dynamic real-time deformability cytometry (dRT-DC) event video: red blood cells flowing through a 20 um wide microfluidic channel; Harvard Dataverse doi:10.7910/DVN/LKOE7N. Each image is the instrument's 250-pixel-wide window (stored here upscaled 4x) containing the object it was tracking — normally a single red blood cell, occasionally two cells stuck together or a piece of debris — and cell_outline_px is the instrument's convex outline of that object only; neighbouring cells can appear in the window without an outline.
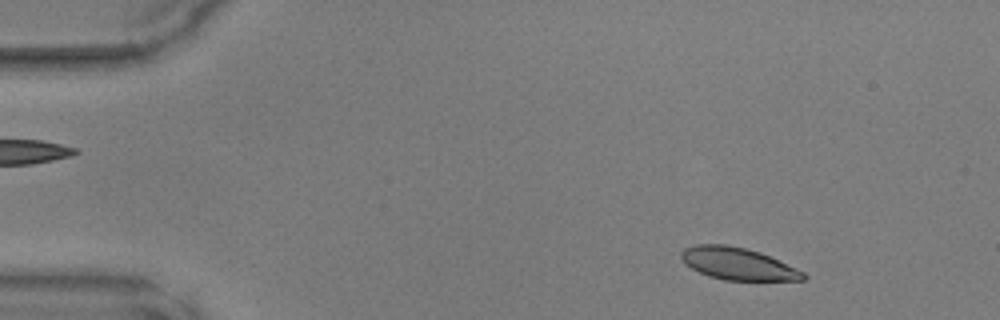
{"species": "common noctule bat (a hibernating species)", "species_latin": "Nyctalus noctula", "temperature_condition": "warm", "stored_images_in_passage": 46, "camera_frame_rate_fps": 3000, "um_per_image_px": 0.085, "animal": {"sex": "male", "body_mass_g": 17.9, "forearm_length_mm": 54.2}, "frame": {"image": 1, "passage_image": 4, "time_ms": 1.0, "image_size_px": [1000, 320], "cell_outline_px": [[808, 276], [804, 280], [724, 280], [708, 276], [692, 268], [680, 256], [680, 252], [684, 248], [696, 244], [724, 244], [744, 248], [760, 252], [796, 268], [804, 272]], "centroid_in_image_um": [62.72, 22.41], "position_along_channel_um": 22.3, "area_um2": 22.66}}
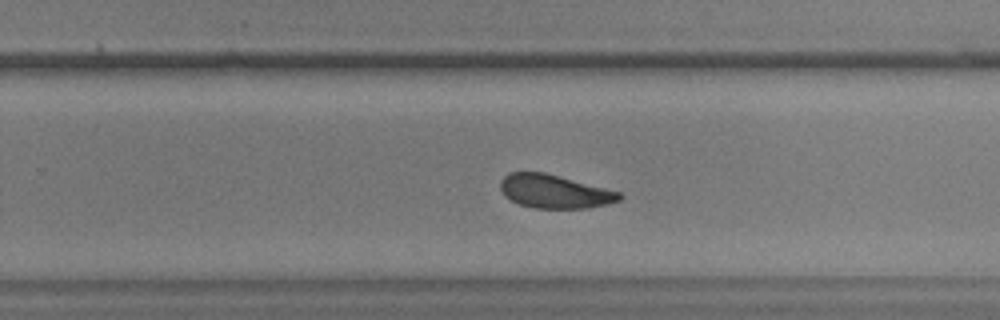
{"frame": {"image": 2, "passage_image": 29, "time_ms": 9.333, "image_size_px": [1000, 320], "cell_outline_px": [[624, 196], [620, 200], [608, 204], [588, 208], [532, 208], [520, 204], [504, 196], [500, 188], [500, 180], [508, 172], [544, 172], [620, 192]], "centroid_in_image_um": [47.12, 16.27], "position_along_channel_um": 282.7, "area_um2": 23.24}}
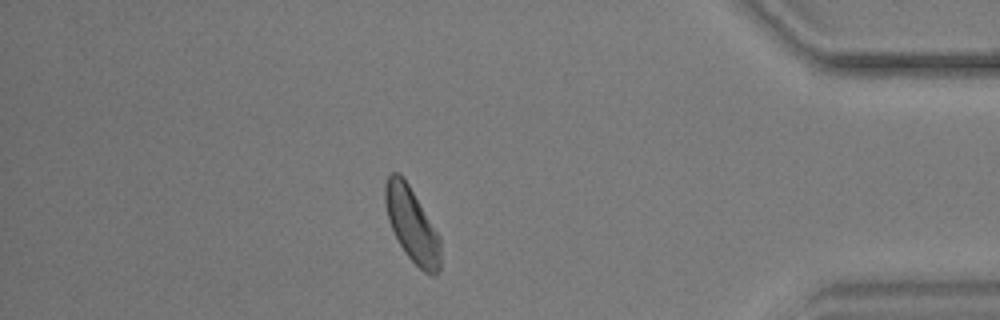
{"frame": {"image": 3, "passage_image": 40, "time_ms": 13.0, "image_size_px": [1000, 320], "cell_outline_px": [[440, 268], [436, 276], [432, 276], [424, 272], [404, 252], [388, 220], [384, 204], [384, 188], [388, 176], [392, 172], [400, 172], [408, 184], [440, 236]], "centroid_in_image_um": [35.01, 19.1], "position_along_channel_um": 400.2, "area_um2": 23.87}}